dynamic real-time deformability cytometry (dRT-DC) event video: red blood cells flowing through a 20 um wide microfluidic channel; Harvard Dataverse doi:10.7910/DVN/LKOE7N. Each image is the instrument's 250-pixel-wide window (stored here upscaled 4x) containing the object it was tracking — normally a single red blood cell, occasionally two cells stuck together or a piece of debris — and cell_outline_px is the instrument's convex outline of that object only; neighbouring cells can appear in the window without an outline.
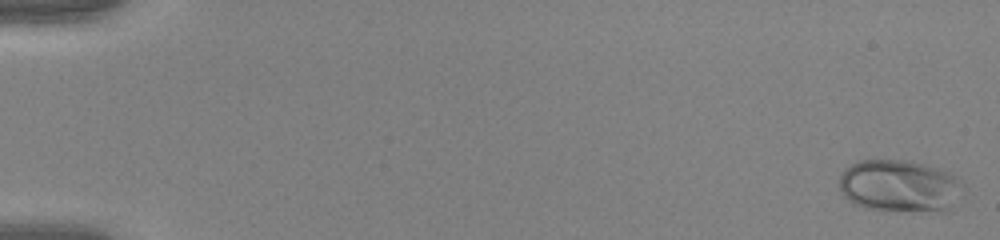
{"species": "human", "species_latin": "Homo sapiens", "temperature_condition": "warm", "stored_images_in_passage": 53, "camera_frame_rate_fps": 3000, "um_per_image_px": 0.085, "donor": {"sex": "female"}, "frame": {"image": 1, "passage_image": 1, "time_ms": 0.0, "image_size_px": [1000, 240], "cell_outline_px": [[956, 180], [948, 212], [940, 212], [864, 208], [852, 204], [840, 192], [840, 176], [852, 164], [860, 160], [908, 160], [940, 168], [956, 176]], "centroid_in_image_um": [76.32, 15.8], "position_along_channel_um": 8.7, "area_um2": 36.53}}
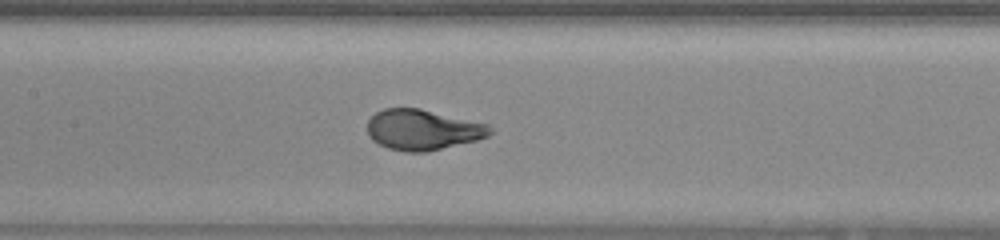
{"frame": {"image": 2, "passage_image": 27, "time_ms": 8.667, "image_size_px": [1000, 240], "cell_outline_px": [[492, 132], [488, 136], [476, 140], [428, 152], [404, 152], [388, 148], [372, 140], [368, 136], [368, 120], [376, 112], [384, 108], [420, 108], [488, 124], [492, 128]], "centroid_in_image_um": [35.92, 11.03], "position_along_channel_um": 171.5, "area_um2": 29.02}}
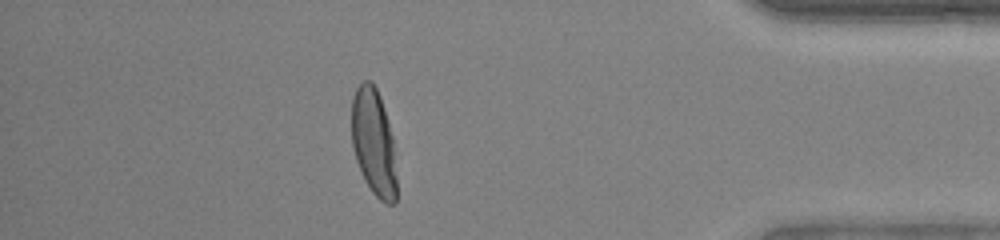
{"frame": {"image": 3, "passage_image": 47, "time_ms": 15.333, "image_size_px": [1000, 240], "cell_outline_px": [[396, 204], [384, 204], [372, 192], [364, 180], [356, 160], [352, 144], [352, 96], [356, 88], [364, 80], [372, 80], [380, 96], [392, 136], [396, 176]], "centroid_in_image_um": [31.75, 12.12], "position_along_channel_um": 403.4, "area_um2": 28.03}, "authors_computed_cell_mechanics": {"area_um2": 29.5358, "velocity_mm_per_s": 3.976, "shape_relaxation_time_tau1_ms": 2.8466, "shape_relaxation_time_tau2_ms": null, "deformation_change_tau1": 0.2063, "deformation_change_tau2": null}}